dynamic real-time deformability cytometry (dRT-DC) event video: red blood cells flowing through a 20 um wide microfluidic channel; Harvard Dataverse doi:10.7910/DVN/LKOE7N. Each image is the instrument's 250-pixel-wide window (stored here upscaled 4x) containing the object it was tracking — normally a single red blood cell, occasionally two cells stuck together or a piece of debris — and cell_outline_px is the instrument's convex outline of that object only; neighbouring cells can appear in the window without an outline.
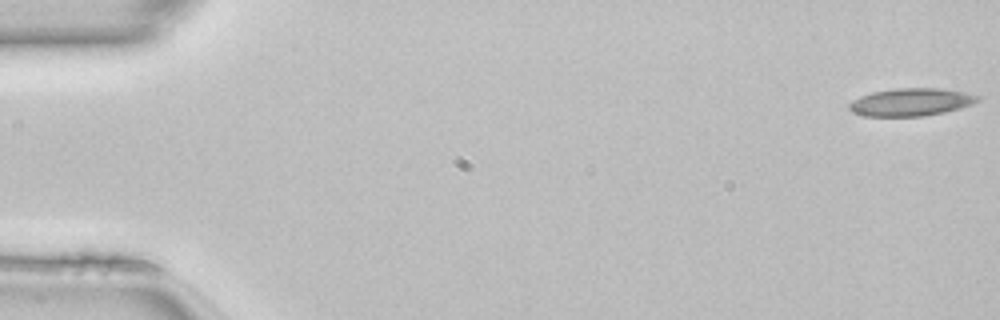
{"species": "common noctule bat (a hibernating species)", "species_latin": "Nyctalus noctula", "temperature_condition": "room temperature", "stored_images_in_passage": 14, "camera_frame_rate_fps": 3000, "um_per_image_px": 0.085, "animal": {"sex": "female", "body_mass_g": 22.7, "forearm_length_mm": 54.2}, "frame": {"image": 1, "passage_image": 1, "time_ms": 0.0, "image_size_px": [1000, 320], "cell_outline_px": [[984, 96], [980, 100], [972, 104], [960, 108], [944, 112], [924, 116], [864, 116], [852, 112], [848, 108], [848, 104], [852, 100], [860, 96], [872, 92], [896, 88], [940, 88], [964, 92]], "centroid_in_image_um": [77.45, 8.67], "position_along_channel_um": 7.6, "area_um2": 20.92}}
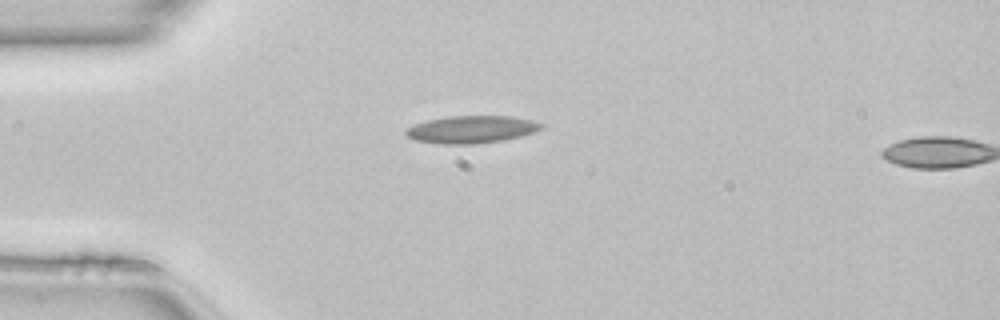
{"frame": {"image": 2, "passage_image": 13, "time_ms": 4.0, "image_size_px": [1000, 320], "cell_outline_px": [[544, 128], [520, 136], [504, 140], [476, 144], [440, 144], [416, 140], [408, 136], [404, 132], [408, 128], [416, 124], [428, 120], [448, 116], [512, 116], [532, 120], [544, 124]], "centroid_in_image_um": [40.11, 11.0], "position_along_channel_um": 44.9, "area_um2": 21.56}}